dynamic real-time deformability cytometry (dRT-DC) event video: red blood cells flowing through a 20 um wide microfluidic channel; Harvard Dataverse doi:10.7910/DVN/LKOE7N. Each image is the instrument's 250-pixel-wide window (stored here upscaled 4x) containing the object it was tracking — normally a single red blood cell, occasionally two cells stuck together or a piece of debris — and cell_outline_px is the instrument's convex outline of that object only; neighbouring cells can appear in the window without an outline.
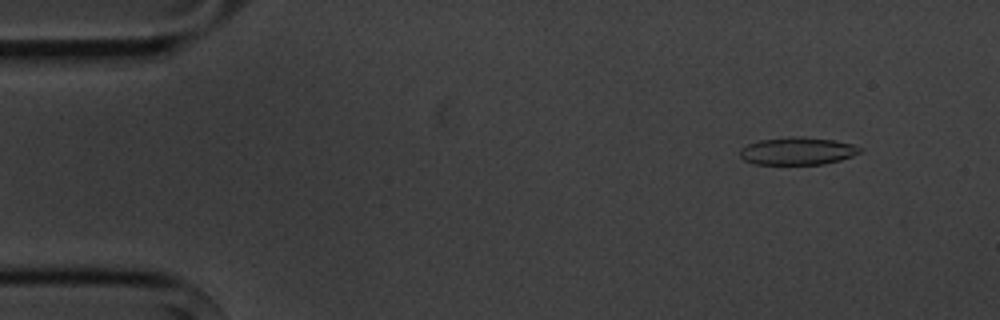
{"species": "common noctule bat (a hibernating species)", "species_latin": "Nyctalus noctula", "temperature_condition": "cold", "stored_images_in_passage": 5, "camera_frame_rate_fps": 3000, "um_per_image_px": 0.085, "animal": {"sex": "male", "body_mass_g": 20.1, "forearm_length_mm": 53.5}, "frame": {"image": 1, "passage_image": 2, "time_ms": 1.333, "image_size_px": [1000, 320], "cell_outline_px": [[864, 148], [860, 152], [852, 156], [840, 160], [824, 164], [756, 164], [744, 160], [740, 156], [740, 148], [748, 144], [760, 140], [836, 140], [852, 144]], "centroid_in_image_um": [67.81, 12.9], "position_along_channel_um": 17.2, "area_um2": 18.15}}
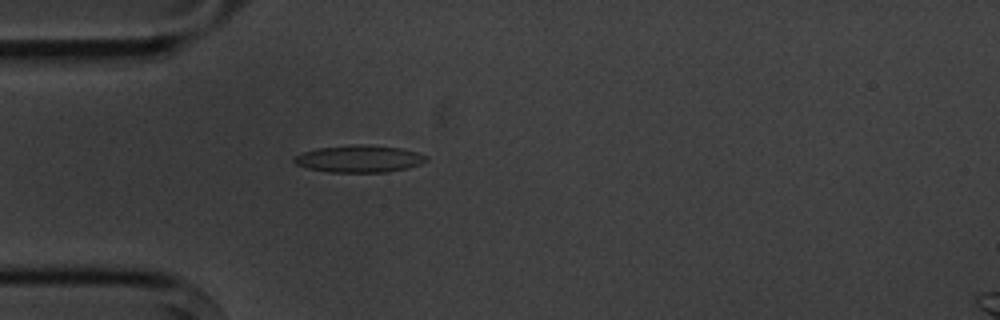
{"frame": {"image": 2, "passage_image": 5, "time_ms": 4.667, "image_size_px": [1000, 320], "cell_outline_px": [[428, 160], [420, 164], [408, 168], [388, 172], [328, 172], [308, 168], [296, 164], [292, 160], [292, 156], [316, 148], [352, 144], [364, 144], [404, 148], [428, 156]], "centroid_in_image_um": [30.54, 13.49], "position_along_channel_um": 54.5, "area_um2": 21.15}}